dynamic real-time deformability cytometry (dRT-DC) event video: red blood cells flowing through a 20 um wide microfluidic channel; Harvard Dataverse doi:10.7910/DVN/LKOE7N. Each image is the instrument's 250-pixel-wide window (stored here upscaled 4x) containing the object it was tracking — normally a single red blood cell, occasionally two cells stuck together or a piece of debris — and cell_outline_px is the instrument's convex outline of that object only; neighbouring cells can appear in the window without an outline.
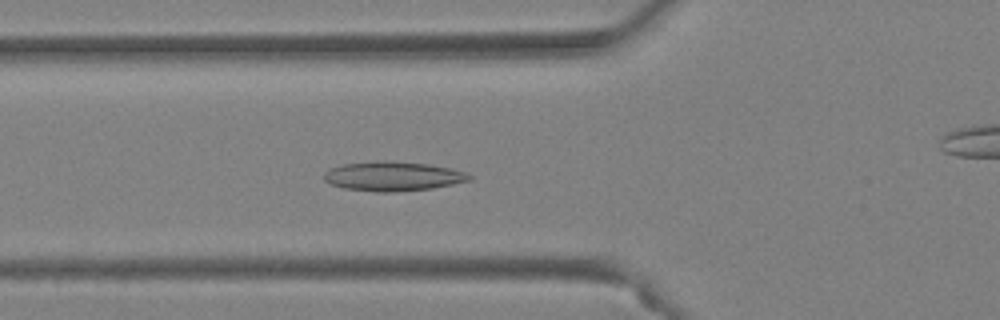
{"species": "Egyptian fruit bat (a non-hibernating species)", "species_latin": "Rousettus aegyptiacus", "temperature_condition": "warm", "stored_images_in_passage": 48, "camera_frame_rate_fps": 3000, "um_per_image_px": 0.085, "animal": {"sex": "female"}, "frame": {"image": 1, "passage_image": 17, "time_ms": 5.333, "image_size_px": [1000, 320], "cell_outline_px": [[472, 180], [432, 188], [392, 192], [376, 192], [344, 188], [332, 184], [324, 180], [324, 172], [332, 168], [344, 164], [380, 160], [428, 164], [452, 168], [464, 172], [472, 176]], "centroid_in_image_um": [33.41, 14.98], "position_along_channel_um": 92.4, "area_um2": 24.74}}
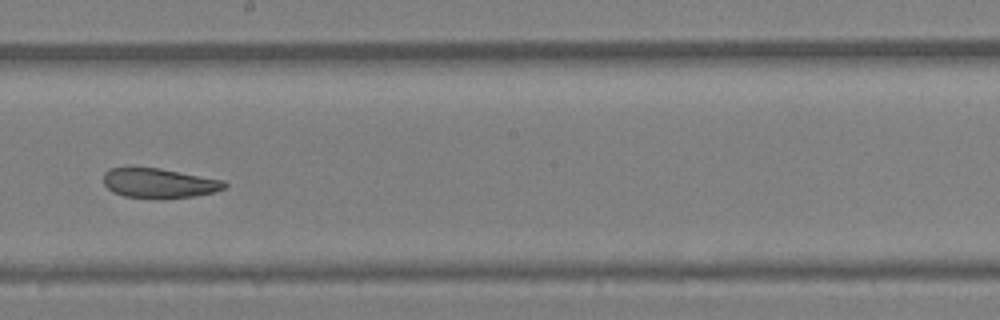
{"frame": {"image": 2, "passage_image": 27, "time_ms": 8.667, "image_size_px": [1000, 320], "cell_outline_px": [[228, 184], [224, 188], [212, 192], [192, 196], [124, 196], [112, 192], [104, 184], [104, 172], [112, 168], [160, 168], [224, 180]], "centroid_in_image_um": [13.52, 15.53], "position_along_channel_um": 234.7, "area_um2": 20.06}}
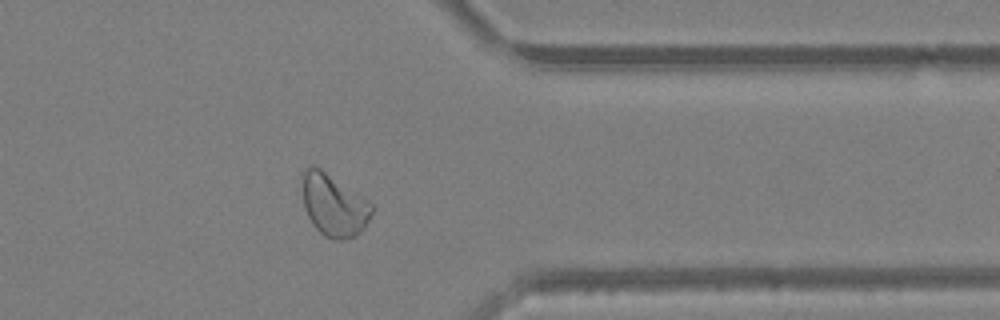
{"frame": {"image": 3, "passage_image": 38, "time_ms": 12.333, "image_size_px": [1000, 320], "cell_outline_px": [[372, 212], [364, 228], [356, 236], [344, 240], [336, 240], [324, 236], [312, 224], [304, 208], [300, 176], [304, 168], [312, 164], [320, 168], [368, 200], [372, 204]], "centroid_in_image_um": [28.32, 17.42], "position_along_channel_um": 383.1, "area_um2": 25.43}, "authors_computed_cell_mechanics": {"area_um2": 25.6054, "velocity_mm_per_s": 4.263, "shape_relaxation_time_tau1_ms": 10.2127, "shape_relaxation_time_tau2_ms": 1.9317, "deformation_change_tau1": 0.1896, "deformation_change_tau2": 0.0779}}